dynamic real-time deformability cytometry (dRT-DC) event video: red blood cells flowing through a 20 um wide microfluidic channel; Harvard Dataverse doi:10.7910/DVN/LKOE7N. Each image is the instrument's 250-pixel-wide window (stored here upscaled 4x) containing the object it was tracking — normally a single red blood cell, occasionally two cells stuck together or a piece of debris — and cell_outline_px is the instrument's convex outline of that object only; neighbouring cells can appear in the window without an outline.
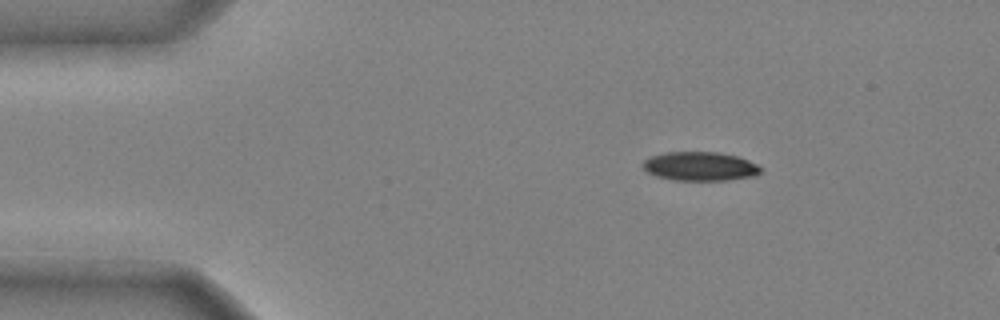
{"species": "common noctule bat (a hibernating species)", "species_latin": "Nyctalus noctula", "temperature_condition": "cold", "stored_images_in_passage": 7, "camera_frame_rate_fps": 3000, "um_per_image_px": 0.085, "animal": {"sex": "male", "body_mass_g": 20.4}, "frame": {"image": 1, "passage_image": 1, "time_ms": 0.0, "image_size_px": [1000, 320], "cell_outline_px": [[760, 172], [756, 176], [728, 180], [672, 180], [656, 176], [648, 172], [640, 164], [644, 160], [652, 156], [668, 152], [716, 152], [736, 156], [748, 160], [756, 164], [760, 168]], "centroid_in_image_um": [59.48, 14.14], "position_along_channel_um": 25.5, "area_um2": 19.77}}